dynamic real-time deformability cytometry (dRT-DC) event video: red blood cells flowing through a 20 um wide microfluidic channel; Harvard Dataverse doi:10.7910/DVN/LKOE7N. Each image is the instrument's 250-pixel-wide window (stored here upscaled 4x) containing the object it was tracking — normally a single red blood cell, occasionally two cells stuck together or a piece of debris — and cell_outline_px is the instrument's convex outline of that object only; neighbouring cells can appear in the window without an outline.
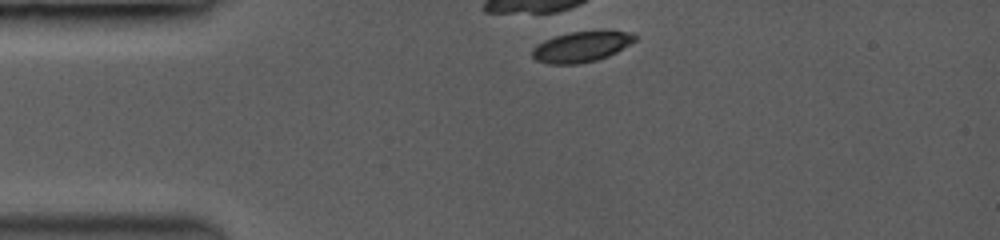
{"species": "common noctule bat (a hibernating species)", "species_latin": "Nyctalus noctula", "temperature_condition": "room temperature", "stored_images_in_passage": 1, "camera_frame_rate_fps": 3500, "um_per_image_px": 0.085, "animal": {"sex": "female", "body_mass_g": 19.0, "forearm_length_mm": 53.3}, "frame": {"image": 1, "passage_image": 1, "time_ms": 0.0, "image_size_px": [1000, 240], "cell_outline_px": [[636, 40], [616, 52], [608, 56], [596, 60], [576, 64], [552, 64], [536, 60], [532, 56], [532, 52], [536, 44], [544, 40], [556, 36], [572, 32], [628, 32], [636, 36]], "centroid_in_image_um": [49.38, 3.99], "position_along_channel_um": 35.6, "area_um2": 17.74}}